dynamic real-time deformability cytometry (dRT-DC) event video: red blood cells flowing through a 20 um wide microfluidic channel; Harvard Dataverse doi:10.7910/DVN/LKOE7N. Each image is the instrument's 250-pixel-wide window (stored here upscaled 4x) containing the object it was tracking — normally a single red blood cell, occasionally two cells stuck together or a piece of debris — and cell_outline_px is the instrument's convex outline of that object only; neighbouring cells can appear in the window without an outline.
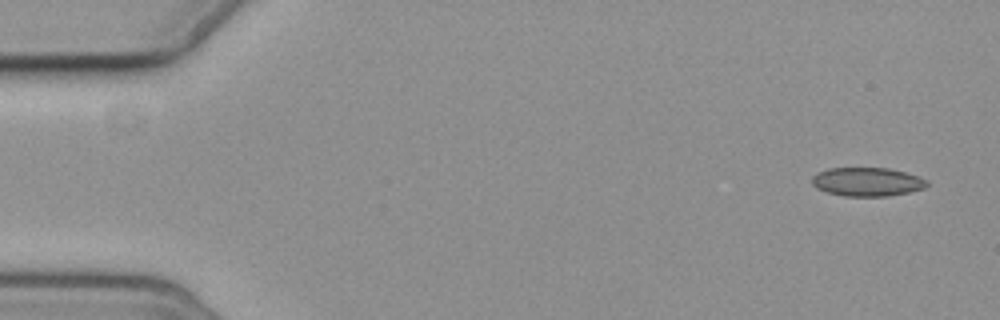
{"species": "common noctule bat (a hibernating species)", "species_latin": "Nyctalus noctula", "temperature_condition": "cold", "stored_images_in_passage": 5, "camera_frame_rate_fps": 3000, "um_per_image_px": 0.085, "animal": {"sex": "female", "body_mass_g": 19.3, "forearm_length_mm": 54.1}, "frame": {"image": 1, "passage_image": 1, "time_ms": 0.0, "image_size_px": [1000, 320], "cell_outline_px": [[928, 184], [924, 188], [908, 192], [888, 196], [844, 196], [828, 192], [816, 188], [812, 184], [812, 176], [816, 172], [828, 168], [888, 168], [904, 172], [928, 180]], "centroid_in_image_um": [73.67, 15.45], "position_along_channel_um": 11.3, "area_um2": 19.19}}
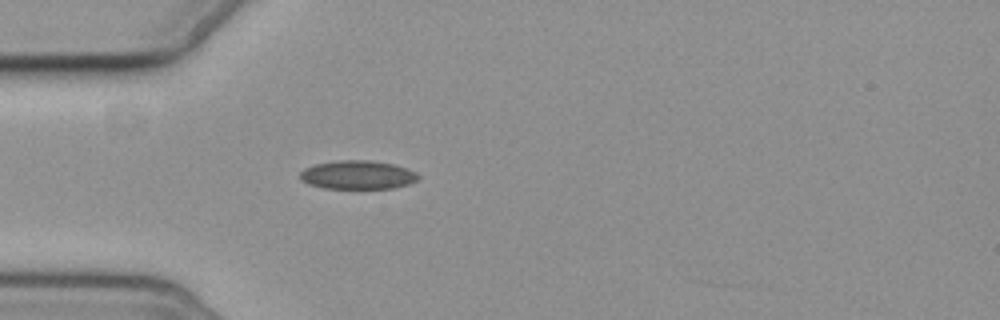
{"frame": {"image": 2, "passage_image": 5, "time_ms": 4.667, "image_size_px": [1000, 320], "cell_outline_px": [[420, 176], [416, 180], [408, 184], [392, 188], [324, 188], [308, 184], [300, 180], [300, 172], [304, 168], [316, 164], [336, 160], [372, 160], [392, 164], [408, 168], [416, 172]], "centroid_in_image_um": [30.39, 14.85], "position_along_channel_um": 54.6, "area_um2": 19.77}}